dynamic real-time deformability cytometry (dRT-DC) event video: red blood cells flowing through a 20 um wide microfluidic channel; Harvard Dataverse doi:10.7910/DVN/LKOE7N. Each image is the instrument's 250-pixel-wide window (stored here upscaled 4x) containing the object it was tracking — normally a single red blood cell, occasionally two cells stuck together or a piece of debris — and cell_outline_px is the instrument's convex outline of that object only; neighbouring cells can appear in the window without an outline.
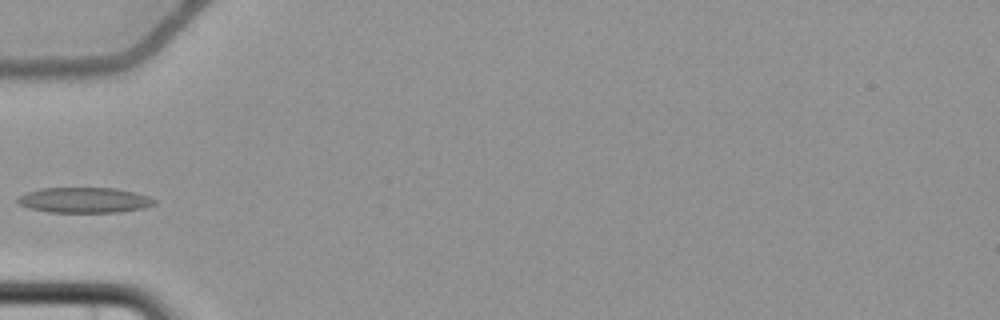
{"species": "common noctule bat (a hibernating species)", "species_latin": "Nyctalus noctula", "temperature_condition": "cold", "stored_images_in_passage": 5, "camera_frame_rate_fps": 3000, "um_per_image_px": 0.085, "animal": {"sex": "female", "body_mass_g": 22.7, "forearm_length_mm": 54.2}, "frame": {"image": 1, "passage_image": 5, "time_ms": 4.667, "image_size_px": [1000, 320], "cell_outline_px": [[156, 204], [144, 208], [116, 212], [48, 212], [28, 208], [20, 204], [16, 200], [16, 196], [40, 188], [116, 188], [148, 196], [156, 200]], "centroid_in_image_um": [7.14, 17.01], "position_along_channel_um": 77.9, "area_um2": 20.23}}